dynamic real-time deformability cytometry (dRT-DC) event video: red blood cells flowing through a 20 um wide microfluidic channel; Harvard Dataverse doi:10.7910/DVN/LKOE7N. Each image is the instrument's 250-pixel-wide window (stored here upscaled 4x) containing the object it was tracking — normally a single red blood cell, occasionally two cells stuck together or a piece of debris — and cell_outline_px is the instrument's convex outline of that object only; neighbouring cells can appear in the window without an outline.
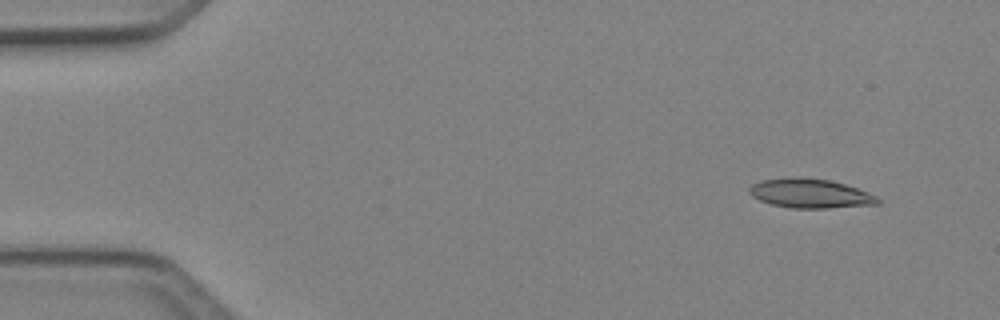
{"species": "Egyptian fruit bat (a non-hibernating species)", "species_latin": "Rousettus aegyptiacus", "temperature_condition": "cold", "stored_images_in_passage": 6, "camera_frame_rate_fps": 3000, "um_per_image_px": 0.085, "animal": {"sex": "female"}, "frame": {"image": 1, "passage_image": 1, "time_ms": 0.0, "image_size_px": [1000, 320], "cell_outline_px": [[880, 204], [828, 208], [792, 208], [772, 204], [760, 200], [752, 196], [748, 192], [748, 188], [752, 184], [760, 180], [792, 176], [800, 176], [828, 180], [844, 184], [868, 192], [876, 196], [880, 200]], "centroid_in_image_um": [68.84, 16.43], "position_along_channel_um": 16.2, "area_um2": 22.02}}
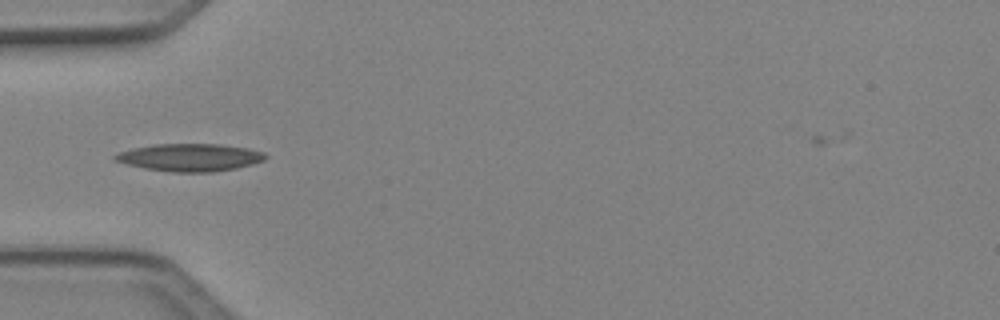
{"frame": {"image": 2, "passage_image": 5, "time_ms": 1.333, "image_size_px": [1000, 320], "cell_outline_px": [[268, 156], [264, 160], [252, 164], [236, 168], [212, 172], [172, 172], [144, 168], [112, 160], [112, 156], [120, 152], [132, 148], [152, 144], [220, 144], [248, 148], [264, 152]], "centroid_in_image_um": [16.14, 13.37], "position_along_channel_um": 68.9, "area_um2": 24.22}}
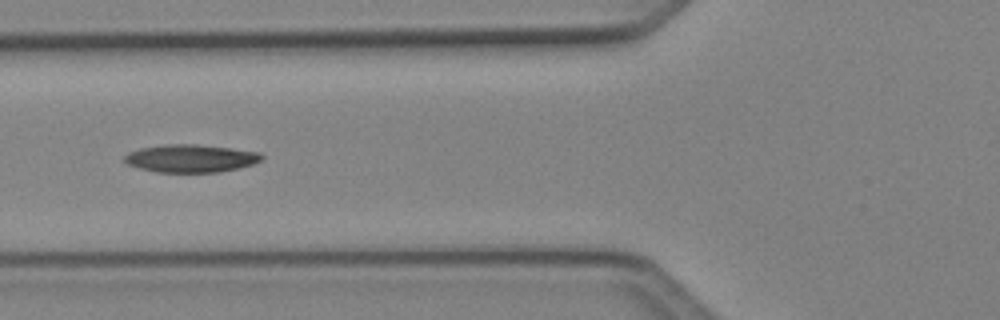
{"frame": {"image": 3, "passage_image": 6, "time_ms": 1.667, "image_size_px": [1000, 320], "cell_outline_px": [[264, 156], [260, 160], [252, 164], [220, 172], [156, 172], [140, 168], [128, 164], [124, 160], [124, 156], [128, 152], [140, 148], [164, 144], [196, 144], [232, 148], [260, 152]], "centroid_in_image_um": [16.2, 13.45], "position_along_channel_um": 109.6, "area_um2": 22.2}}